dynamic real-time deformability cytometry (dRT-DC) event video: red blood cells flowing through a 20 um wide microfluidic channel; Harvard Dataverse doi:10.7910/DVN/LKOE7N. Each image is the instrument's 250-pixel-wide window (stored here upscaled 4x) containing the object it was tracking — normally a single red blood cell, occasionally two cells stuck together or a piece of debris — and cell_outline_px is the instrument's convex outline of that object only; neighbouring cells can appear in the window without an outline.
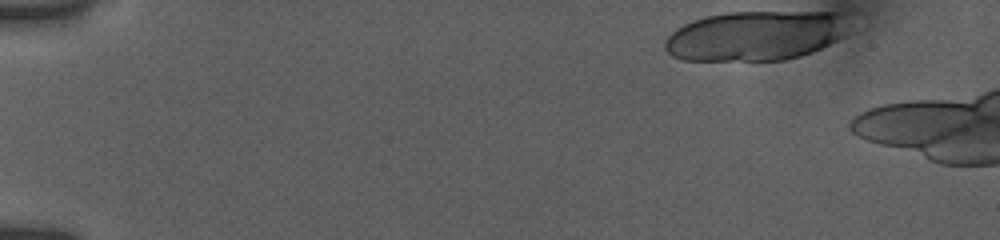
{"species": "human", "species_latin": "Homo sapiens", "temperature_condition": "room temperature", "stored_images_in_passage": 10, "camera_frame_rate_fps": 3000, "um_per_image_px": 0.085, "donor": {"sex": "female"}, "frame": {"image": 1, "passage_image": 1, "time_ms": 0.0, "image_size_px": [1000, 240], "cell_outline_px": [[856, 12], [848, 32], [844, 36], [812, 52], [800, 56], [784, 60], [684, 60], [672, 56], [664, 48], [664, 40], [676, 28], [692, 20], [708, 16], [728, 12]], "centroid_in_image_um": [64.34, 3.01], "position_along_channel_um": 20.7, "area_um2": 54.27}}